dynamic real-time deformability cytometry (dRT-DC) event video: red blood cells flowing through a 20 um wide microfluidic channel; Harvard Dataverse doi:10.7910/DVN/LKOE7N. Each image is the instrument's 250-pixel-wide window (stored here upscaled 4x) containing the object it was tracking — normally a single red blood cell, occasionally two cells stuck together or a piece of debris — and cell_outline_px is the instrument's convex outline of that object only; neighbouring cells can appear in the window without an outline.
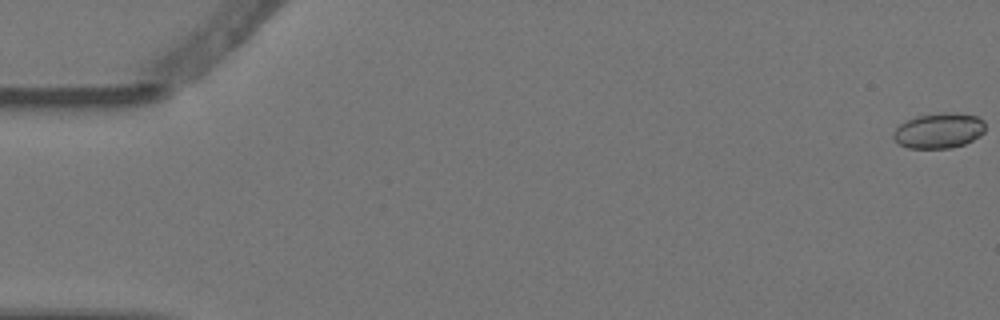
{"species": "Egyptian fruit bat (a non-hibernating species)", "species_latin": "Rousettus aegyptiacus", "temperature_condition": "warm", "stored_images_in_passage": 5, "camera_frame_rate_fps": 3000, "um_per_image_px": 0.085, "animal": {"sex": "female"}, "frame": {"image": 1, "passage_image": 1, "time_ms": 0.0, "image_size_px": [1000, 320], "cell_outline_px": [[984, 132], [980, 136], [964, 144], [952, 148], [908, 148], [900, 144], [892, 136], [896, 128], [900, 124], [916, 116], [940, 112], [956, 112], [976, 116], [984, 120]], "centroid_in_image_um": [79.83, 11.09], "position_along_channel_um": 5.2, "area_um2": 18.96}}